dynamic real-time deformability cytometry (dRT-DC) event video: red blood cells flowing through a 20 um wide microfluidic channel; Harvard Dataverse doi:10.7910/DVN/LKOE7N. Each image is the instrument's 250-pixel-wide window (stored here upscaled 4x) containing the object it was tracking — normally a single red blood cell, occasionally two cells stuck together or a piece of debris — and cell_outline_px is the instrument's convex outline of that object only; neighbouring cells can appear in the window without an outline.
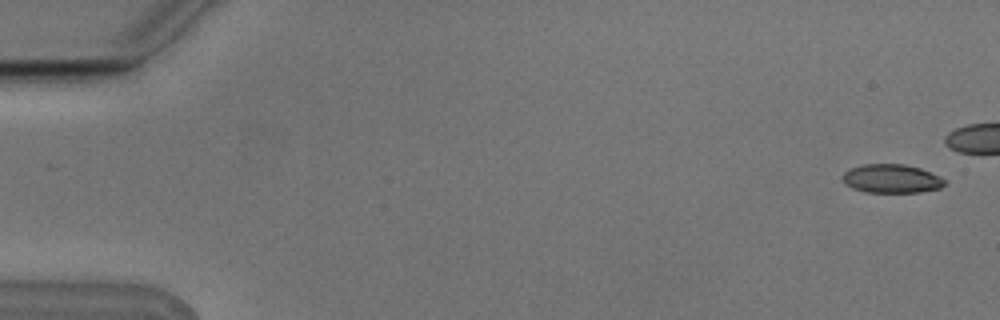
{"species": "Egyptian fruit bat (a non-hibernating species)", "species_latin": "Rousettus aegyptiacus", "temperature_condition": "cold", "stored_images_in_passage": 5, "camera_frame_rate_fps": 3000, "um_per_image_px": 0.085, "animal": {"sex": "male"}, "frame": {"image": 1, "passage_image": 1, "time_ms": 0.0, "image_size_px": [1000, 320], "cell_outline_px": [[948, 184], [940, 188], [920, 192], [864, 192], [852, 188], [844, 184], [840, 176], [844, 172], [852, 168], [864, 164], [904, 164], [920, 168], [940, 176], [948, 180]], "centroid_in_image_um": [75.8, 15.19], "position_along_channel_um": 9.2, "area_um2": 17.34}}